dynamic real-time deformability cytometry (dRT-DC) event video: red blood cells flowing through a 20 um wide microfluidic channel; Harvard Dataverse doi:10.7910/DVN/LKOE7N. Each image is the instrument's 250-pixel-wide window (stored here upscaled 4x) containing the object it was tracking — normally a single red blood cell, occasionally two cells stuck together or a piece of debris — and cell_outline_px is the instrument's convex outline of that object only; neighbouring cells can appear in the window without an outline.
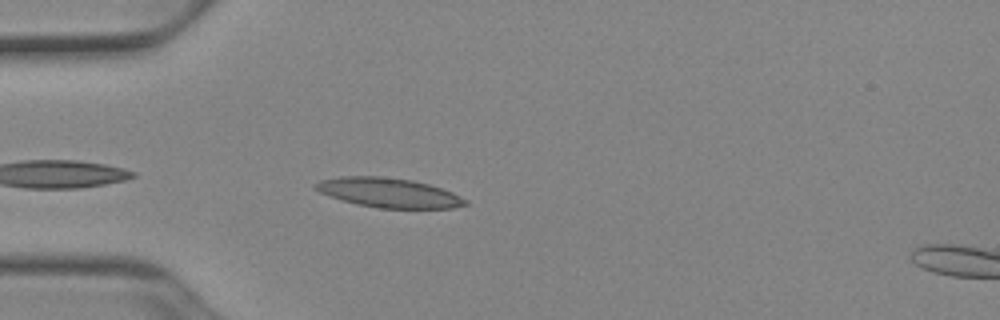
{"species": "Egyptian fruit bat (a non-hibernating species)", "species_latin": "Rousettus aegyptiacus", "temperature_condition": "cold", "stored_images_in_passage": 13, "camera_frame_rate_fps": 3000, "um_per_image_px": 0.085, "animal": {"sex": "female"}, "frame": {"image": 1, "passage_image": 3, "time_ms": 0.667, "image_size_px": [1000, 320], "cell_outline_px": [[468, 204], [452, 208], [380, 208], [356, 204], [340, 200], [320, 192], [312, 188], [312, 184], [320, 180], [340, 176], [380, 176], [412, 180], [428, 184], [452, 192], [468, 200]], "centroid_in_image_um": [32.99, 16.38], "position_along_channel_um": 52.0, "area_um2": 25.84}}
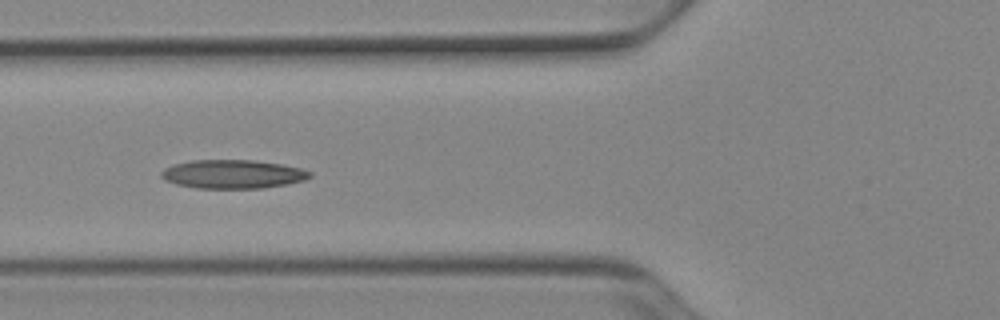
{"frame": {"image": 2, "passage_image": 8, "time_ms": 2.333, "image_size_px": [1000, 320], "cell_outline_px": [[312, 176], [304, 180], [284, 184], [260, 188], [196, 188], [176, 184], [164, 180], [160, 176], [160, 172], [164, 168], [172, 164], [192, 160], [252, 160], [280, 164], [300, 168], [312, 172]], "centroid_in_image_um": [19.73, 14.79], "position_along_channel_um": 106.1, "area_um2": 24.8}}